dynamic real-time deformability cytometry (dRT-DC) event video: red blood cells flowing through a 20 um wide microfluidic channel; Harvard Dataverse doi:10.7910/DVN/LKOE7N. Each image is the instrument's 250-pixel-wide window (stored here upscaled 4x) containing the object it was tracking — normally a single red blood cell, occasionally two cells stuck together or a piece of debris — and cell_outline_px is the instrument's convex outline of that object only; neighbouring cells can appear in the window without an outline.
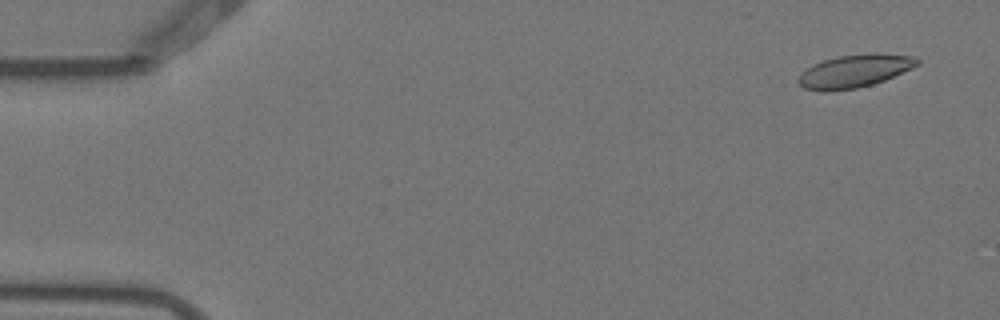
{"species": "Egyptian fruit bat (a non-hibernating species)", "species_latin": "Rousettus aegyptiacus", "temperature_condition": "warm", "stored_images_in_passage": 6, "camera_frame_rate_fps": 3000, "um_per_image_px": 0.085, "animal": {"sex": "female"}, "frame": {"image": 1, "passage_image": 1, "time_ms": 0.0, "image_size_px": [1000, 320], "cell_outline_px": [[920, 64], [912, 68], [884, 80], [872, 84], [856, 88], [832, 92], [820, 92], [804, 88], [796, 80], [800, 72], [812, 64], [824, 60], [840, 56], [908, 56], [920, 60]], "centroid_in_image_um": [72.5, 6.11], "position_along_channel_um": 12.5, "area_um2": 21.96}}
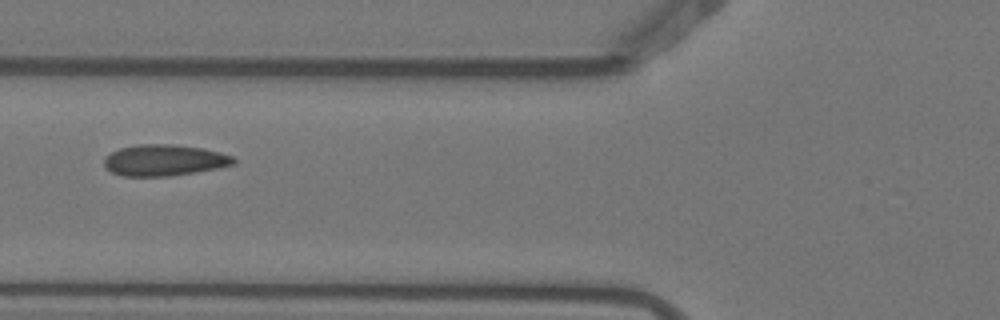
{"frame": {"image": 2, "passage_image": 6, "time_ms": 1.667, "image_size_px": [1000, 320], "cell_outline_px": [[236, 164], [220, 168], [172, 176], [124, 176], [112, 172], [104, 168], [104, 156], [120, 148], [136, 144], [176, 144], [200, 148], [220, 152], [232, 156], [236, 160]], "centroid_in_image_um": [13.96, 13.62], "position_along_channel_um": 111.8, "area_um2": 23.81}}